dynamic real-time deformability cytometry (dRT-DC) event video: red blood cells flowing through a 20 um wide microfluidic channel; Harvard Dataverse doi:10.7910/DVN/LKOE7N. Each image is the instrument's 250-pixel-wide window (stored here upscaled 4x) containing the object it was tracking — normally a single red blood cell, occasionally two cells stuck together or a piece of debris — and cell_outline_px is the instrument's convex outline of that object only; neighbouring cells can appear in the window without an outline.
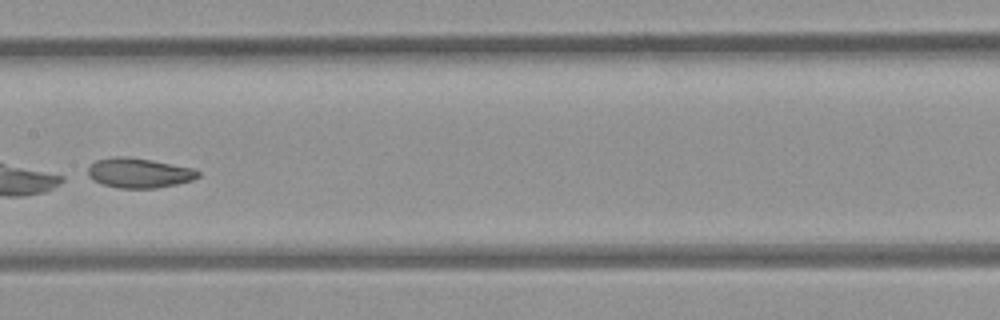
{"species": "common noctule bat (a hibernating species)", "species_latin": "Nyctalus noctula", "temperature_condition": "room temperature", "stored_images_in_passage": 5, "camera_frame_rate_fps": 3000, "um_per_image_px": 0.085, "animal": {"sex": "female", "body_mass_g": 21.9}, "frame": {"image": 1, "passage_image": 4, "time_ms": 3.667, "image_size_px": [1000, 320], "cell_outline_px": [[200, 176], [192, 180], [176, 184], [156, 188], [120, 188], [104, 184], [92, 180], [88, 176], [88, 164], [96, 160], [112, 156], [128, 156], [152, 160], [192, 168], [200, 172]], "centroid_in_image_um": [11.78, 14.68], "position_along_channel_um": 195.6, "area_um2": 19.25}}
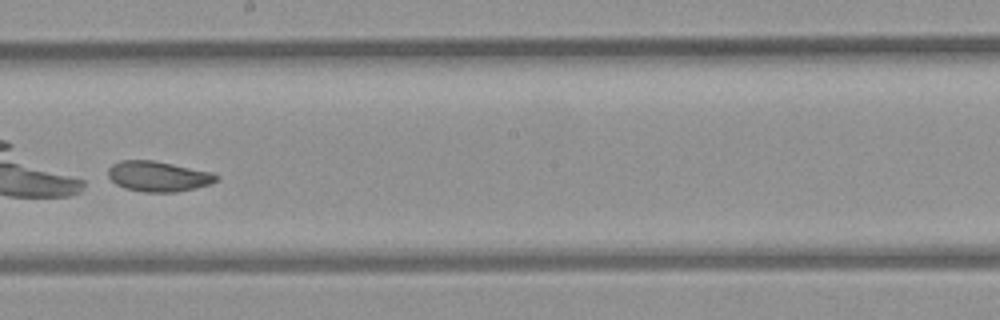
{"frame": {"image": 2, "passage_image": 5, "time_ms": 4.667, "image_size_px": [1000, 320], "cell_outline_px": [[220, 176], [212, 184], [196, 188], [176, 192], [144, 192], [124, 188], [116, 184], [108, 176], [108, 168], [112, 164], [120, 160], [152, 160], [212, 172]], "centroid_in_image_um": [13.45, 14.99], "position_along_channel_um": 234.7, "area_um2": 19.19}}